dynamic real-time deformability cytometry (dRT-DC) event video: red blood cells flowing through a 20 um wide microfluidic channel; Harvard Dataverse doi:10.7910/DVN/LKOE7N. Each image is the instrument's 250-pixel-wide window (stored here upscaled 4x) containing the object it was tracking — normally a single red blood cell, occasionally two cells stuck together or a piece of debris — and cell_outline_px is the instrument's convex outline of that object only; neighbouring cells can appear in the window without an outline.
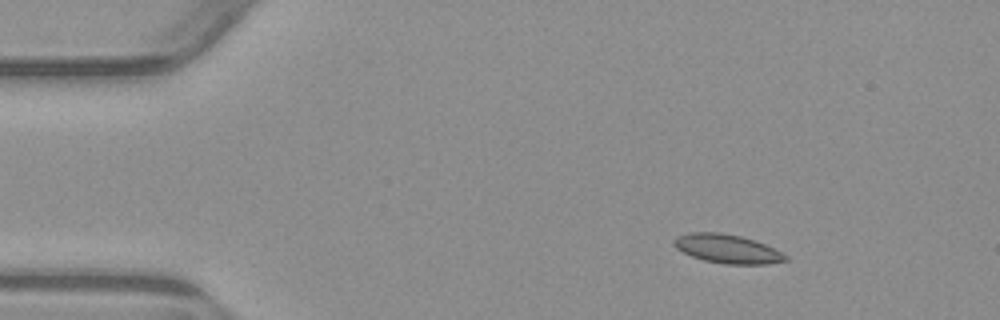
{"species": "common noctule bat (a hibernating species)", "species_latin": "Nyctalus noctula", "temperature_condition": "warm", "stored_images_in_passage": 5, "camera_frame_rate_fps": 3000, "um_per_image_px": 0.085, "animal": {"sex": "male", "body_mass_g": 23.1, "forearm_length_mm": 52.7}, "frame": {"image": 1, "passage_image": 2, "time_ms": 2.333, "image_size_px": [1000, 320], "cell_outline_px": [[788, 260], [768, 264], [724, 264], [704, 260], [692, 256], [676, 248], [672, 244], [672, 240], [676, 236], [688, 232], [720, 232], [740, 236], [764, 244], [788, 256]], "centroid_in_image_um": [61.77, 21.14], "position_along_channel_um": 23.2, "area_um2": 18.67}}
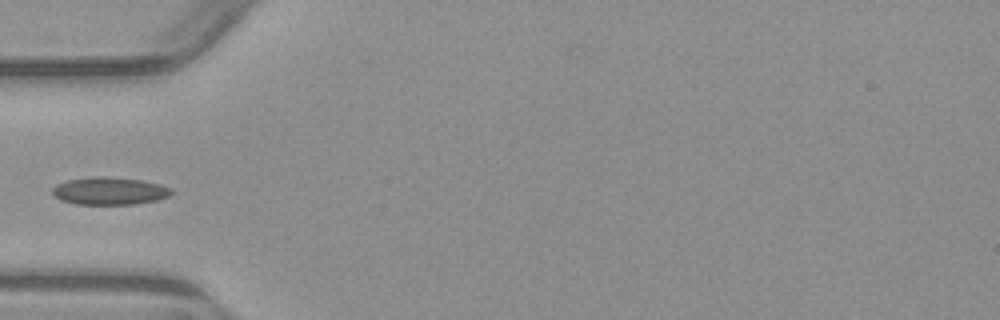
{"frame": {"image": 2, "passage_image": 5, "time_ms": 5.667, "image_size_px": [1000, 320], "cell_outline_px": [[172, 192], [168, 196], [156, 200], [132, 204], [76, 204], [60, 200], [52, 196], [52, 188], [56, 184], [68, 180], [96, 176], [108, 176], [144, 180], [160, 184], [172, 188]], "centroid_in_image_um": [9.28, 16.22], "position_along_channel_um": 75.7, "area_um2": 19.25}}